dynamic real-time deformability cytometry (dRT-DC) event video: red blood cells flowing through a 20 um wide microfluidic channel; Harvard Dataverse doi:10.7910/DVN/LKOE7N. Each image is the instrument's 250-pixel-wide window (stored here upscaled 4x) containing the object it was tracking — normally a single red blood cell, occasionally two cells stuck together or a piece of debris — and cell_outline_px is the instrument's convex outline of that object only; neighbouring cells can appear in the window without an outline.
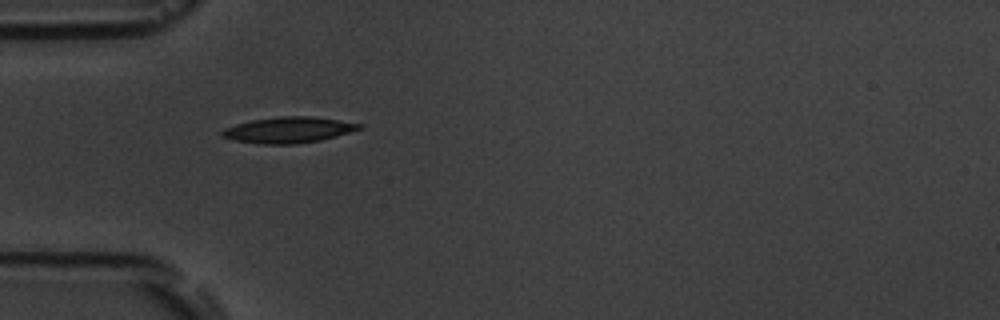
{"species": "common noctule bat (a hibernating species)", "species_latin": "Nyctalus noctula", "temperature_condition": "room temperature", "stored_images_in_passage": 2, "camera_frame_rate_fps": 3000, "um_per_image_px": 0.085, "animal": {"sex": "male", "body_mass_g": 19.5, "forearm_length_mm": 54.6}, "frame": {"image": 1, "passage_image": 1, "time_ms": 0.0, "image_size_px": [1000, 320], "cell_outline_px": [[364, 128], [336, 136], [320, 140], [296, 144], [260, 144], [232, 140], [220, 136], [220, 132], [224, 128], [236, 124], [252, 120], [280, 116], [312, 116], [360, 124]], "centroid_in_image_um": [24.47, 11.05], "position_along_channel_um": 60.5, "area_um2": 20.69}}
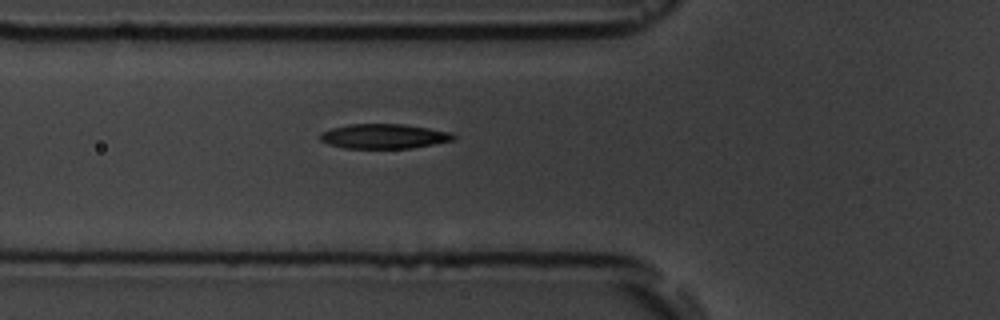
{"frame": {"image": 2, "passage_image": 2, "time_ms": 1.0, "image_size_px": [1000, 320], "cell_outline_px": [[456, 136], [452, 140], [412, 148], [344, 148], [328, 144], [320, 140], [320, 132], [332, 128], [348, 124], [404, 124], [452, 132]], "centroid_in_image_um": [32.61, 11.58], "position_along_channel_um": 93.2, "area_um2": 19.13}}